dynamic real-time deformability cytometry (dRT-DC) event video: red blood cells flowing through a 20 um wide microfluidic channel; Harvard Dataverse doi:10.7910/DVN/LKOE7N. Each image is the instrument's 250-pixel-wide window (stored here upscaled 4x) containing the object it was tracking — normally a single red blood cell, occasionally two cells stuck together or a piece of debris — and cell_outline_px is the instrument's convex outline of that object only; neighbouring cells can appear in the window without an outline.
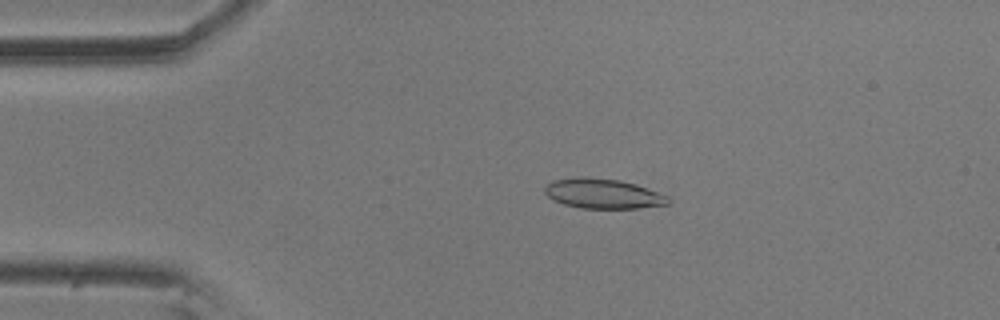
{"species": "common noctule bat (a hibernating species)", "species_latin": "Nyctalus noctula", "temperature_condition": "room temperature", "stored_images_in_passage": 57, "camera_frame_rate_fps": 3000, "um_per_image_px": 0.085, "animal": {"sex": "male", "body_mass_g": 20.5, "forearm_length_mm": 52.5}, "frame": {"image": 1, "passage_image": 12, "time_ms": 3.667, "image_size_px": [1000, 320], "cell_outline_px": [[672, 200], [668, 204], [640, 208], [580, 208], [564, 204], [548, 196], [544, 192], [544, 188], [552, 180], [576, 176], [588, 176], [620, 180], [636, 184], [668, 196]], "centroid_in_image_um": [51.26, 16.44], "position_along_channel_um": 33.7, "area_um2": 21.62}}
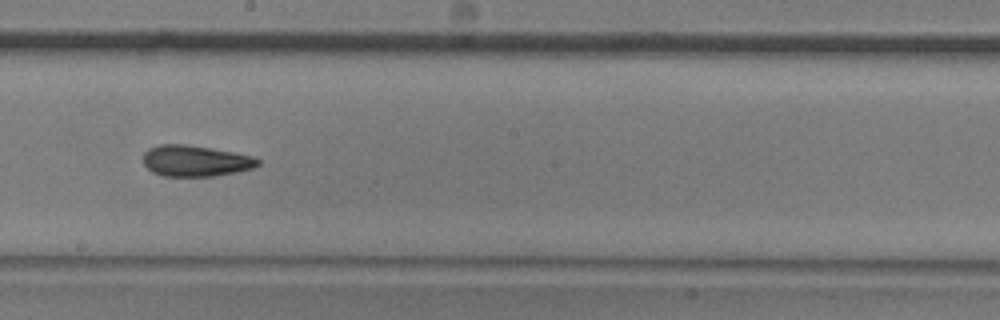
{"frame": {"image": 2, "passage_image": 32, "time_ms": 10.333, "image_size_px": [1000, 320], "cell_outline_px": [[260, 164], [252, 168], [236, 172], [212, 176], [164, 176], [152, 172], [144, 164], [144, 152], [148, 148], [160, 144], [184, 144], [232, 152], [252, 156], [260, 160]], "centroid_in_image_um": [16.59, 13.67], "position_along_channel_um": 231.6, "area_um2": 20.58}}
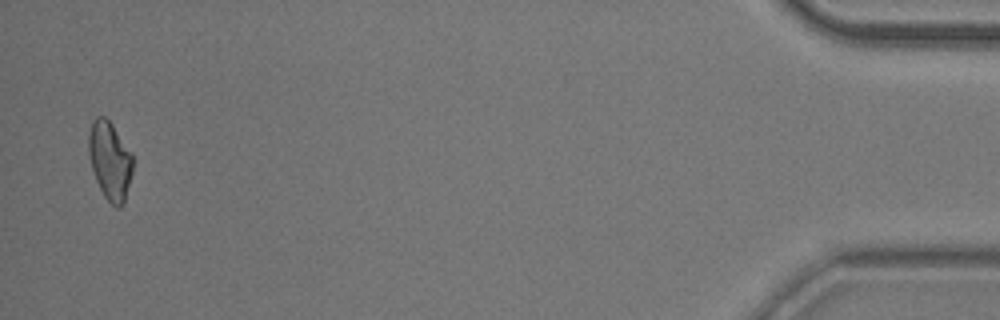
{"frame": {"image": 3, "passage_image": 56, "time_ms": 18.333, "image_size_px": [1000, 320], "cell_outline_px": [[132, 172], [124, 204], [120, 208], [116, 208], [104, 196], [96, 180], [92, 168], [88, 152], [88, 136], [92, 120], [96, 116], [104, 116], [112, 124], [132, 152]], "centroid_in_image_um": [9.34, 13.64], "position_along_channel_um": 425.9, "area_um2": 20.17}, "authors_computed_cell_mechanics": {"area_um2": 20.808, "velocity_mm_per_s": 3.5371, "shape_relaxation_time_tau1_ms": null, "shape_relaxation_time_tau2_ms": 4.2143, "deformation_change_tau1": null, "deformation_change_tau2": 0.1068}}